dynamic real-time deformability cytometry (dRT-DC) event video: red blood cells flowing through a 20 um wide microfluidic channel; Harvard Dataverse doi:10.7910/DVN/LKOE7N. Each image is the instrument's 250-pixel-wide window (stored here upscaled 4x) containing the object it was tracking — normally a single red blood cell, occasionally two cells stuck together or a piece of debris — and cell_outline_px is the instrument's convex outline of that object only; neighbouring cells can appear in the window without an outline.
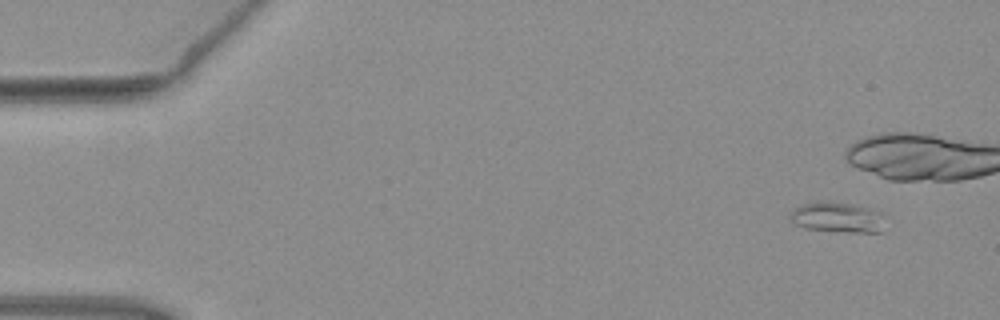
{"species": "common noctule bat (a hibernating species)", "species_latin": "Nyctalus noctula", "temperature_condition": "warm", "stored_images_in_passage": 4, "camera_frame_rate_fps": 3000, "um_per_image_px": 0.085, "animal": {"sex": "female", "body_mass_g": 19.3, "forearm_length_mm": 54.1}, "frame": {"image": 1, "passage_image": 1, "time_ms": 0.0, "image_size_px": [1000, 320], "cell_outline_px": [[884, 232], [848, 232], [804, 228], [792, 224], [792, 212], [796, 208], [804, 204], [828, 200], [852, 204], [868, 208]], "centroid_in_image_um": [71.01, 18.48], "position_along_channel_um": 14.0, "area_um2": 15.78}}